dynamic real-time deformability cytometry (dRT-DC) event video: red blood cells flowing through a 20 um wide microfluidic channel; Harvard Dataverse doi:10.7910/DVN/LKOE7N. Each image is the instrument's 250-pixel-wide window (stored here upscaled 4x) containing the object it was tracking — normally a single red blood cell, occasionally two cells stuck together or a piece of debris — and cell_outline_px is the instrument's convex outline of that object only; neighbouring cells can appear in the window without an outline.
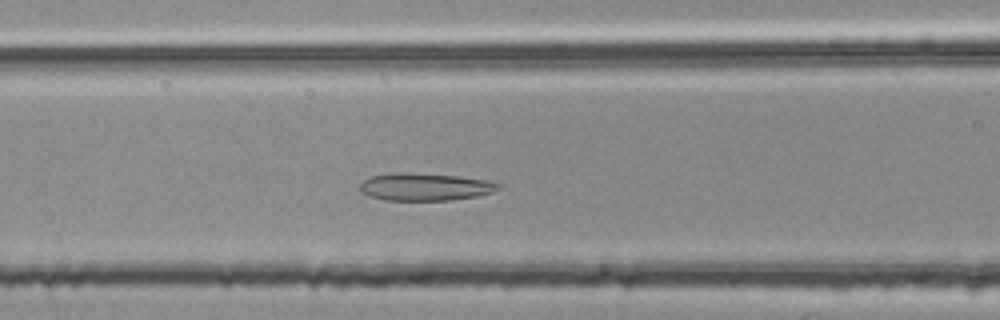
{"species": "common noctule bat (a hibernating species)", "species_latin": "Nyctalus noctula", "temperature_condition": "room temperature", "stored_images_in_passage": 39, "camera_frame_rate_fps": 3000, "um_per_image_px": 0.085, "animal": {"sex": "female", "body_mass_g": 25.1}, "frame": {"image": 1, "passage_image": 10, "time_ms": 3.0, "image_size_px": [1000, 320], "cell_outline_px": [[500, 188], [492, 192], [476, 196], [452, 200], [384, 200], [360, 192], [360, 184], [364, 180], [372, 176], [400, 172], [408, 172], [460, 176], [488, 180], [500, 184]], "centroid_in_image_um": [36.14, 15.88], "position_along_channel_um": 130.5, "area_um2": 22.14}}
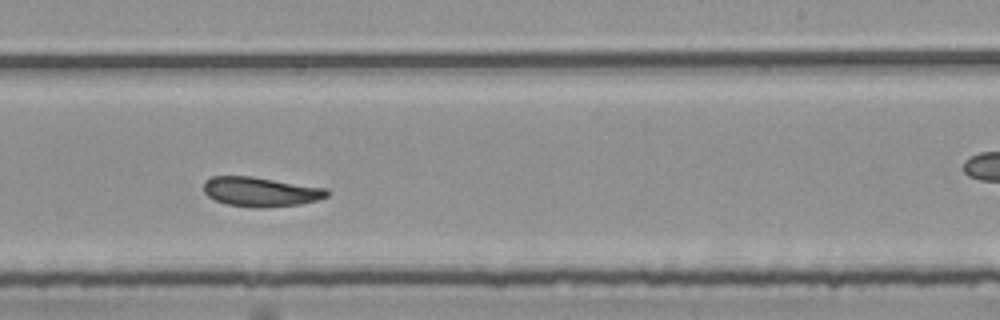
{"frame": {"image": 2, "passage_image": 21, "time_ms": 6.667, "image_size_px": [1000, 320], "cell_outline_px": [[328, 196], [316, 200], [300, 204], [264, 208], [260, 208], [224, 204], [208, 196], [204, 192], [204, 180], [212, 176], [252, 176], [328, 188]], "centroid_in_image_um": [22.15, 16.29], "position_along_channel_um": 266.9, "area_um2": 21.33}}
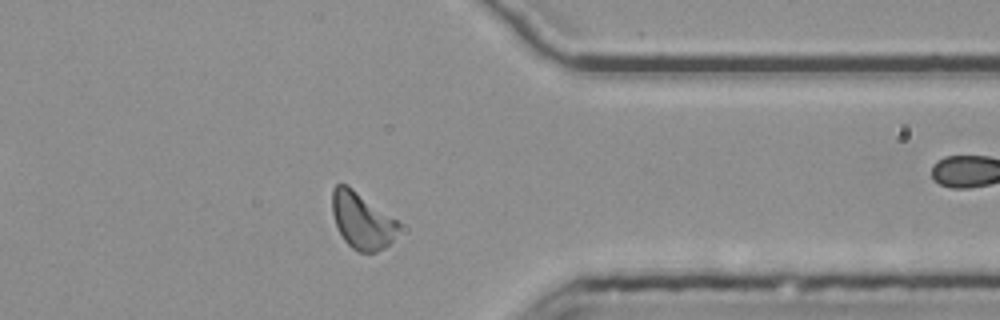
{"frame": {"image": 3, "passage_image": 31, "time_ms": 10.0, "image_size_px": [1000, 320], "cell_outline_px": [[400, 224], [392, 240], [384, 248], [376, 252], [360, 252], [352, 248], [344, 240], [336, 224], [332, 212], [332, 188], [336, 184], [348, 184], [396, 220]], "centroid_in_image_um": [30.73, 18.73], "position_along_channel_um": 380.7, "area_um2": 21.56}, "authors_computed_cell_mechanics": {"area_um2": 21.2704, "velocity_mm_per_s": 3.7313, "shape_relaxation_time_tau1_ms": null, "shape_relaxation_time_tau2_ms": 7.4597, "deformation_change_tau1": null, "deformation_change_tau2": 0.1422}}